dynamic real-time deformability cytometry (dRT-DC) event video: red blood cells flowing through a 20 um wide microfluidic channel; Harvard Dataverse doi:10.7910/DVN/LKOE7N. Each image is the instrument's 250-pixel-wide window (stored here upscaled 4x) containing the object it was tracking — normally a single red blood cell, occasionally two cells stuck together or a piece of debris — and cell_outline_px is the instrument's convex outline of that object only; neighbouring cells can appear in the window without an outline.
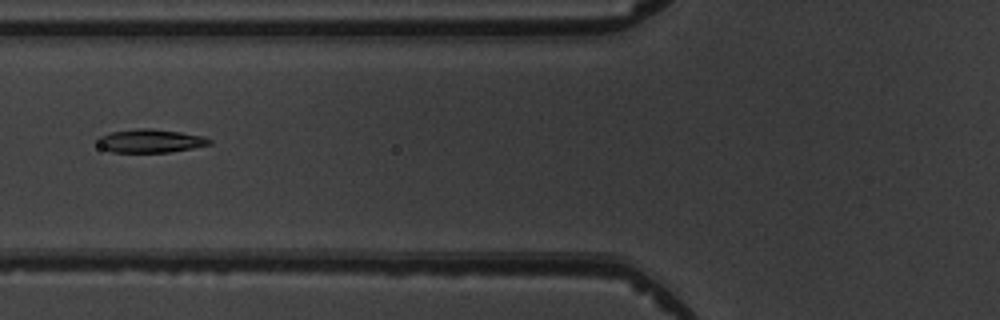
{"species": "common noctule bat (a hibernating species)", "species_latin": "Nyctalus noctula", "temperature_condition": "warm", "stored_images_in_passage": 4, "camera_frame_rate_fps": 3000, "um_per_image_px": 0.085, "animal": {"sex": "male", "body_mass_g": 19.5, "forearm_length_mm": 54.6}, "frame": {"image": 1, "passage_image": 4, "time_ms": 3.333, "image_size_px": [1000, 320], "cell_outline_px": [[212, 144], [192, 148], [168, 152], [112, 152], [100, 148], [96, 144], [96, 140], [100, 136], [112, 132], [136, 128], [152, 128], [180, 132], [204, 136], [212, 140]], "centroid_in_image_um": [12.76, 11.97], "position_along_channel_um": 113.0, "area_um2": 15.37}}